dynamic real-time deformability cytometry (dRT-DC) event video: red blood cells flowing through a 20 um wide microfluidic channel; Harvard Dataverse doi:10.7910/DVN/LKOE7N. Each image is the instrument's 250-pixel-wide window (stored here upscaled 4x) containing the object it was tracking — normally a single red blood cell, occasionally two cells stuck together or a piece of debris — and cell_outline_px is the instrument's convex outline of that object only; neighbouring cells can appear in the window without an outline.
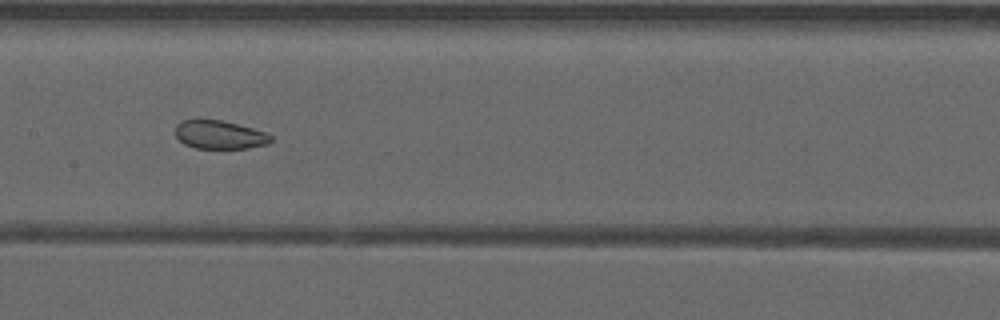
{"species": "common noctule bat (a hibernating species)", "species_latin": "Nyctalus noctula", "temperature_condition": "warm", "stored_images_in_passage": 39, "camera_frame_rate_fps": 3000, "um_per_image_px": 0.085, "animal": {"sex": "male", "forearm_length_mm": 52.5}, "frame": {"image": 1, "passage_image": 14, "time_ms": 4.333, "image_size_px": [1000, 320], "cell_outline_px": [[272, 140], [268, 144], [248, 148], [196, 148], [184, 144], [176, 136], [176, 124], [180, 120], [220, 120], [268, 132], [272, 136]], "centroid_in_image_um": [18.68, 11.46], "position_along_channel_um": 188.7, "area_um2": 15.78}}
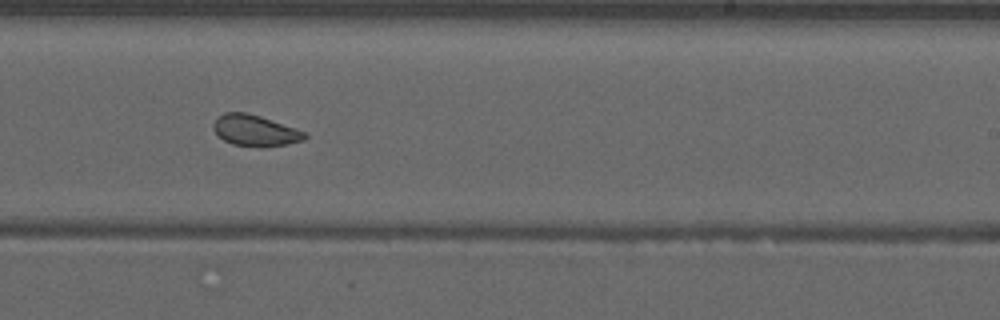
{"frame": {"image": 2, "passage_image": 20, "time_ms": 6.333, "image_size_px": [1000, 320], "cell_outline_px": [[308, 136], [304, 140], [284, 144], [260, 148], [232, 144], [224, 140], [212, 128], [212, 124], [216, 116], [224, 112], [248, 112], [296, 128], [304, 132]], "centroid_in_image_um": [21.64, 11.08], "position_along_channel_um": 267.4, "area_um2": 16.7}}
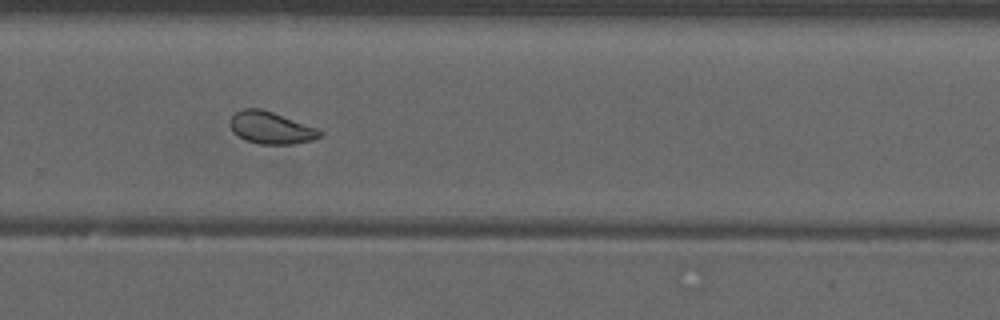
{"frame": {"image": 3, "passage_image": 23, "time_ms": 7.333, "image_size_px": [1000, 320], "cell_outline_px": [[324, 132], [320, 136], [312, 140], [292, 144], [260, 144], [248, 140], [232, 132], [232, 116], [236, 112], [244, 108], [260, 108], [272, 112], [316, 128]], "centroid_in_image_um": [23.05, 10.86], "position_along_channel_um": 306.8, "area_um2": 16.36}, "authors_computed_cell_mechanics": {"area_um2": 17.5134, "velocity_mm_per_s": 3.9499, "shape_relaxation_time_tau1_ms": null, "shape_relaxation_time_tau2_ms": 2.2389, "deformation_change_tau1": null, "deformation_change_tau2": 0.0764}}